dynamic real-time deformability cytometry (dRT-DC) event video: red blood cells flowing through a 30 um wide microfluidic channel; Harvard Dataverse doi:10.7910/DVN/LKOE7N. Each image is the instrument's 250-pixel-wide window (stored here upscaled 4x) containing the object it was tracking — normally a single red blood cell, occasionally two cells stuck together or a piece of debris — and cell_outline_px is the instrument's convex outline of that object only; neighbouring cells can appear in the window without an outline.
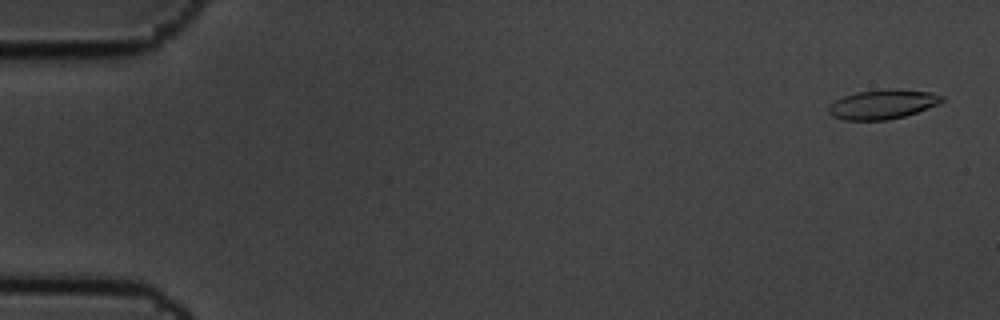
{"species": "common noctule bat (a hibernating species)", "species_latin": "Nyctalus noctula", "temperature_condition": "cold", "stored_images_in_passage": 7, "camera_frame_rate_fps": 3000, "um_per_image_px": 0.085, "animal": {"sex": "male", "body_mass_g": 19.5, "forearm_length_mm": 54.6}, "frame": {"image": 1, "passage_image": 1, "time_ms": 0.0, "image_size_px": [1000, 320], "cell_outline_px": [[944, 100], [940, 104], [904, 116], [888, 120], [844, 120], [832, 116], [828, 112], [828, 108], [836, 100], [844, 96], [856, 92], [884, 88], [892, 88], [932, 92], [944, 96]], "centroid_in_image_um": [75.06, 8.85], "position_along_channel_um": 9.9, "area_um2": 19.59}}
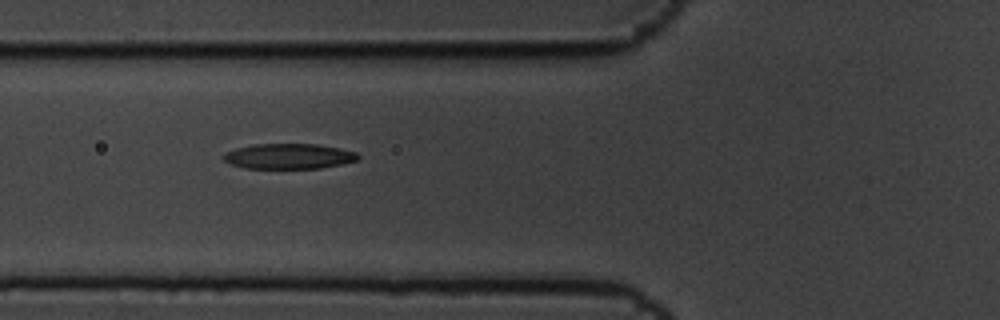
{"frame": {"image": 2, "passage_image": 6, "time_ms": 1.667, "image_size_px": [1000, 320], "cell_outline_px": [[360, 156], [356, 160], [340, 164], [320, 168], [244, 168], [232, 164], [224, 160], [224, 152], [236, 148], [252, 144], [316, 144], [340, 148], [356, 152]], "centroid_in_image_um": [24.53, 13.27], "position_along_channel_um": 101.3, "area_um2": 19.71}}
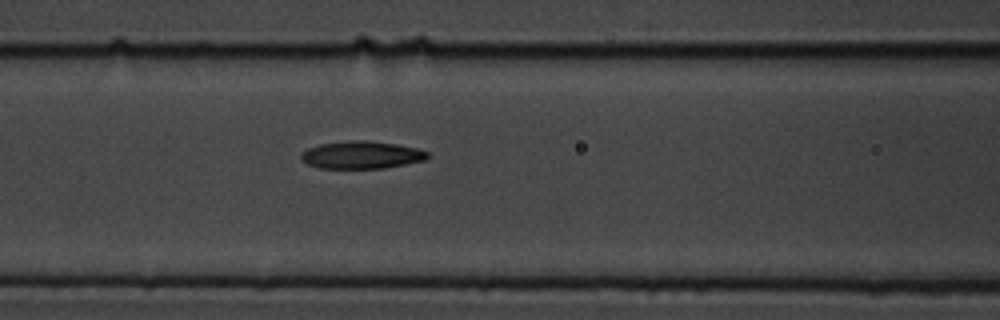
{"frame": {"image": 3, "passage_image": 7, "time_ms": 2.0, "image_size_px": [1000, 320], "cell_outline_px": [[428, 156], [424, 160], [384, 168], [320, 168], [308, 164], [300, 156], [300, 152], [308, 148], [320, 144], [356, 140], [368, 140], [396, 144], [416, 148], [428, 152]], "centroid_in_image_um": [30.71, 13.16], "position_along_channel_um": 135.9, "area_um2": 20.06}}